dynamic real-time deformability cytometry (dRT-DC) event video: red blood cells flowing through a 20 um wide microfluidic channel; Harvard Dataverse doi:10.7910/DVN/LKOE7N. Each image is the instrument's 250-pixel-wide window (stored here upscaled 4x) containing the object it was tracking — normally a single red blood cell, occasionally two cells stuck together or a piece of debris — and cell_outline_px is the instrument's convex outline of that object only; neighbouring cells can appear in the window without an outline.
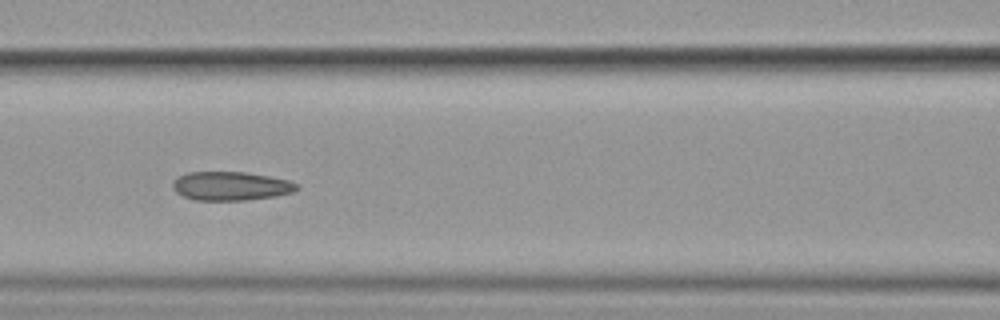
{"species": "common noctule bat (a hibernating species)", "species_latin": "Nyctalus noctula", "temperature_condition": "cold", "stored_images_in_passage": 9, "camera_frame_rate_fps": 3000, "um_per_image_px": 0.085, "animal": {"sex": "female", "body_mass_g": 19.9}, "frame": {"image": 1, "passage_image": 6, "time_ms": 5.667, "image_size_px": [1000, 320], "cell_outline_px": [[296, 188], [292, 192], [276, 196], [244, 200], [196, 200], [184, 196], [176, 192], [172, 188], [172, 184], [180, 176], [188, 172], [244, 172], [268, 176], [288, 180], [296, 184]], "centroid_in_image_um": [19.59, 15.81], "position_along_channel_um": 147.0, "area_um2": 20.46}}
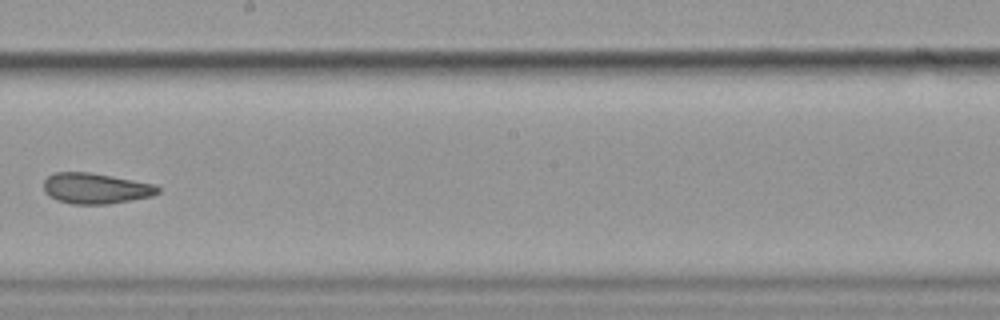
{"frame": {"image": 2, "passage_image": 8, "time_ms": 8.333, "image_size_px": [1000, 320], "cell_outline_px": [[160, 192], [152, 196], [108, 204], [72, 204], [56, 200], [48, 196], [44, 192], [44, 180], [48, 176], [56, 172], [92, 172], [156, 184], [160, 188]], "centroid_in_image_um": [8.13, 16.01], "position_along_channel_um": 240.1, "area_um2": 20.63}}
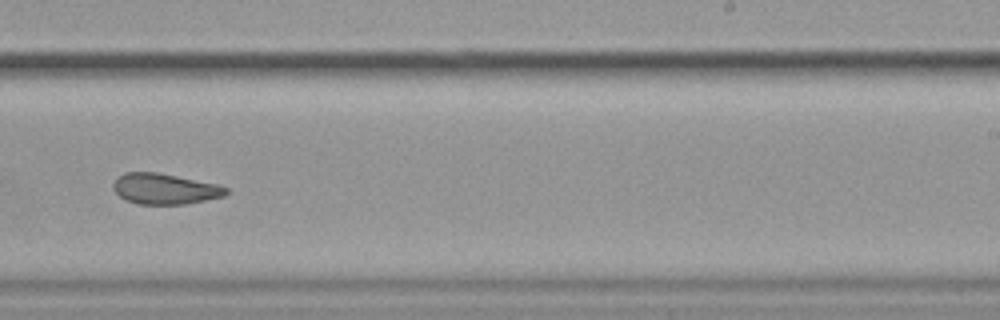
{"frame": {"image": 3, "passage_image": 9, "time_ms": 9.333, "image_size_px": [1000, 320], "cell_outline_px": [[228, 192], [224, 196], [188, 204], [136, 204], [124, 200], [112, 188], [112, 184], [124, 172], [156, 172], [216, 184], [228, 188]], "centroid_in_image_um": [13.99, 16.06], "position_along_channel_um": 275.0, "area_um2": 20.11}}